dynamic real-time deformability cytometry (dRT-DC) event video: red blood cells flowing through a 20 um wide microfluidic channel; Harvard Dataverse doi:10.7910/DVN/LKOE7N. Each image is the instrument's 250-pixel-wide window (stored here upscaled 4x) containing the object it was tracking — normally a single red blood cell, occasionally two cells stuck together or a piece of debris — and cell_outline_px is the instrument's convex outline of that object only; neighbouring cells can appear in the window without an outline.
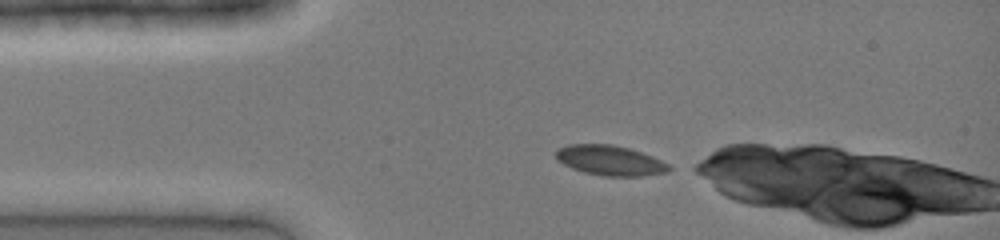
{"species": "common noctule bat (a hibernating species)", "species_latin": "Nyctalus noctula", "temperature_condition": "cold", "stored_images_in_passage": 3, "camera_frame_rate_fps": 3000, "um_per_image_px": 0.085, "animal": {"sex": "female", "body_mass_g": 19.0, "forearm_length_mm": 51.5}, "frame": {"image": 1, "passage_image": 1, "time_ms": 0.0, "image_size_px": [1000, 240], "cell_outline_px": [[676, 168], [668, 172], [640, 176], [604, 176], [584, 172], [572, 168], [556, 160], [556, 152], [560, 148], [568, 144], [612, 144], [628, 148], [652, 156]], "centroid_in_image_um": [51.88, 13.64], "position_along_channel_um": 33.1, "area_um2": 19.77}}